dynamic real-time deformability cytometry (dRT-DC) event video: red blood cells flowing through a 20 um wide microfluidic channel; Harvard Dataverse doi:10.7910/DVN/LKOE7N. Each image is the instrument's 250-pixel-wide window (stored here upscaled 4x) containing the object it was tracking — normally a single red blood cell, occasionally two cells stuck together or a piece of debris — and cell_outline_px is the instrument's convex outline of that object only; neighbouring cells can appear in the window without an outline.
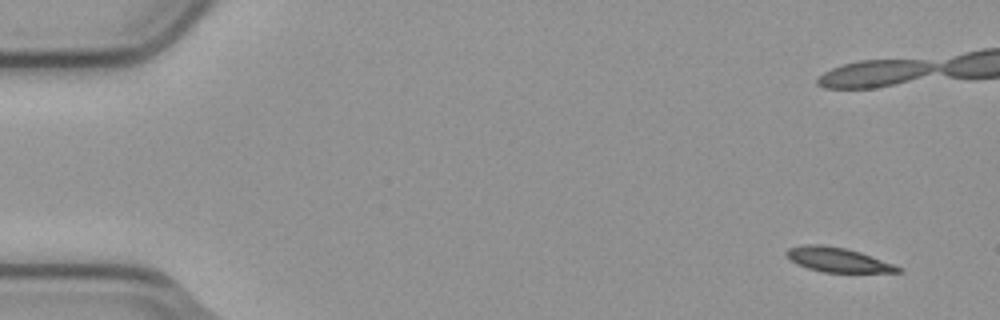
{"species": "common noctule bat (a hibernating species)", "species_latin": "Nyctalus noctula", "temperature_condition": "cold", "stored_images_in_passage": 3, "segment_of_instrument_passage": [2, 2], "camera_frame_rate_fps": 3000, "um_per_image_px": 0.085, "animal": {"sex": "male", "body_mass_g": 23.1, "forearm_length_mm": 52.7}, "frame": {"image": 1, "passage_image": 3, "time_ms": 0.667, "image_size_px": [1000, 320], "cell_outline_px": [[904, 272], [824, 272], [808, 268], [796, 264], [784, 252], [788, 248], [804, 244], [820, 244], [844, 248], [860, 252], [904, 268]], "centroid_in_image_um": [71.21, 22.08], "position_along_channel_um": 13.8, "area_um2": 15.78}}